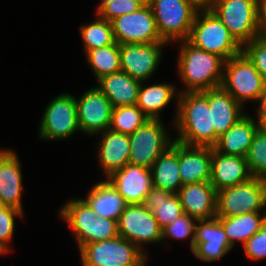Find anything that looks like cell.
I'll return each mask as SVG.
<instances>
[{"mask_svg":"<svg viewBox=\"0 0 266 266\" xmlns=\"http://www.w3.org/2000/svg\"><path fill=\"white\" fill-rule=\"evenodd\" d=\"M175 125L180 132L175 141L187 146L214 147L219 139L212 125L209 90L178 95Z\"/></svg>","mask_w":266,"mask_h":266,"instance_id":"obj_1","label":"cell"},{"mask_svg":"<svg viewBox=\"0 0 266 266\" xmlns=\"http://www.w3.org/2000/svg\"><path fill=\"white\" fill-rule=\"evenodd\" d=\"M182 42L178 70L182 81L188 86L184 91L200 92L221 87L225 60L194 47L187 40Z\"/></svg>","mask_w":266,"mask_h":266,"instance_id":"obj_2","label":"cell"},{"mask_svg":"<svg viewBox=\"0 0 266 266\" xmlns=\"http://www.w3.org/2000/svg\"><path fill=\"white\" fill-rule=\"evenodd\" d=\"M197 12L187 41L194 47L216 54L225 61L242 53V45L209 8Z\"/></svg>","mask_w":266,"mask_h":266,"instance_id":"obj_3","label":"cell"},{"mask_svg":"<svg viewBox=\"0 0 266 266\" xmlns=\"http://www.w3.org/2000/svg\"><path fill=\"white\" fill-rule=\"evenodd\" d=\"M60 215L72 228L79 250L86 244L119 236L117 221L97 217L84 199L71 200L63 206Z\"/></svg>","mask_w":266,"mask_h":266,"instance_id":"obj_4","label":"cell"},{"mask_svg":"<svg viewBox=\"0 0 266 266\" xmlns=\"http://www.w3.org/2000/svg\"><path fill=\"white\" fill-rule=\"evenodd\" d=\"M150 7L160 38L166 43L187 40L200 10L191 0H153Z\"/></svg>","mask_w":266,"mask_h":266,"instance_id":"obj_5","label":"cell"},{"mask_svg":"<svg viewBox=\"0 0 266 266\" xmlns=\"http://www.w3.org/2000/svg\"><path fill=\"white\" fill-rule=\"evenodd\" d=\"M80 253L83 266H141L147 257L142 248L120 236L86 244Z\"/></svg>","mask_w":266,"mask_h":266,"instance_id":"obj_6","label":"cell"},{"mask_svg":"<svg viewBox=\"0 0 266 266\" xmlns=\"http://www.w3.org/2000/svg\"><path fill=\"white\" fill-rule=\"evenodd\" d=\"M266 206V180L248 181L217 192L216 217H232L259 212Z\"/></svg>","mask_w":266,"mask_h":266,"instance_id":"obj_7","label":"cell"},{"mask_svg":"<svg viewBox=\"0 0 266 266\" xmlns=\"http://www.w3.org/2000/svg\"><path fill=\"white\" fill-rule=\"evenodd\" d=\"M209 9L242 46L258 37V0H213Z\"/></svg>","mask_w":266,"mask_h":266,"instance_id":"obj_8","label":"cell"},{"mask_svg":"<svg viewBox=\"0 0 266 266\" xmlns=\"http://www.w3.org/2000/svg\"><path fill=\"white\" fill-rule=\"evenodd\" d=\"M224 67L221 87L241 105L248 99L258 101L266 83L248 57L242 52Z\"/></svg>","mask_w":266,"mask_h":266,"instance_id":"obj_9","label":"cell"},{"mask_svg":"<svg viewBox=\"0 0 266 266\" xmlns=\"http://www.w3.org/2000/svg\"><path fill=\"white\" fill-rule=\"evenodd\" d=\"M129 163L151 168L157 158L172 144L160 119H148L129 134Z\"/></svg>","mask_w":266,"mask_h":266,"instance_id":"obj_10","label":"cell"},{"mask_svg":"<svg viewBox=\"0 0 266 266\" xmlns=\"http://www.w3.org/2000/svg\"><path fill=\"white\" fill-rule=\"evenodd\" d=\"M111 25L114 40L119 45L164 42L150 6H142L135 12L122 15L112 20Z\"/></svg>","mask_w":266,"mask_h":266,"instance_id":"obj_11","label":"cell"},{"mask_svg":"<svg viewBox=\"0 0 266 266\" xmlns=\"http://www.w3.org/2000/svg\"><path fill=\"white\" fill-rule=\"evenodd\" d=\"M79 129L76 99L71 94H61L54 98L45 109L40 137L48 140L63 139Z\"/></svg>","mask_w":266,"mask_h":266,"instance_id":"obj_12","label":"cell"},{"mask_svg":"<svg viewBox=\"0 0 266 266\" xmlns=\"http://www.w3.org/2000/svg\"><path fill=\"white\" fill-rule=\"evenodd\" d=\"M119 236L135 244L162 241V228L143 204L127 205L117 221Z\"/></svg>","mask_w":266,"mask_h":266,"instance_id":"obj_13","label":"cell"},{"mask_svg":"<svg viewBox=\"0 0 266 266\" xmlns=\"http://www.w3.org/2000/svg\"><path fill=\"white\" fill-rule=\"evenodd\" d=\"M76 107L80 131L96 134L109 129L114 107L98 87L89 89L76 100Z\"/></svg>","mask_w":266,"mask_h":266,"instance_id":"obj_14","label":"cell"},{"mask_svg":"<svg viewBox=\"0 0 266 266\" xmlns=\"http://www.w3.org/2000/svg\"><path fill=\"white\" fill-rule=\"evenodd\" d=\"M108 180L128 205L142 204L155 192L151 169L144 166L127 163L122 169L112 173Z\"/></svg>","mask_w":266,"mask_h":266,"instance_id":"obj_15","label":"cell"},{"mask_svg":"<svg viewBox=\"0 0 266 266\" xmlns=\"http://www.w3.org/2000/svg\"><path fill=\"white\" fill-rule=\"evenodd\" d=\"M166 42L150 44H121V71L129 74L135 80L143 82L157 69L162 54V46Z\"/></svg>","mask_w":266,"mask_h":266,"instance_id":"obj_16","label":"cell"},{"mask_svg":"<svg viewBox=\"0 0 266 266\" xmlns=\"http://www.w3.org/2000/svg\"><path fill=\"white\" fill-rule=\"evenodd\" d=\"M196 225V239L193 254L204 261H214L222 258L231 246L227 235L219 221L213 218L209 220H198Z\"/></svg>","mask_w":266,"mask_h":266,"instance_id":"obj_17","label":"cell"},{"mask_svg":"<svg viewBox=\"0 0 266 266\" xmlns=\"http://www.w3.org/2000/svg\"><path fill=\"white\" fill-rule=\"evenodd\" d=\"M177 195L189 216L197 220L216 218L217 192L210 182L185 184Z\"/></svg>","mask_w":266,"mask_h":266,"instance_id":"obj_18","label":"cell"},{"mask_svg":"<svg viewBox=\"0 0 266 266\" xmlns=\"http://www.w3.org/2000/svg\"><path fill=\"white\" fill-rule=\"evenodd\" d=\"M252 178L244 157L221 154L213 147L210 183L216 192Z\"/></svg>","mask_w":266,"mask_h":266,"instance_id":"obj_19","label":"cell"},{"mask_svg":"<svg viewBox=\"0 0 266 266\" xmlns=\"http://www.w3.org/2000/svg\"><path fill=\"white\" fill-rule=\"evenodd\" d=\"M213 147L179 143V172L182 185L210 182Z\"/></svg>","mask_w":266,"mask_h":266,"instance_id":"obj_20","label":"cell"},{"mask_svg":"<svg viewBox=\"0 0 266 266\" xmlns=\"http://www.w3.org/2000/svg\"><path fill=\"white\" fill-rule=\"evenodd\" d=\"M18 156L12 150H0V203L23 213L21 205L22 173Z\"/></svg>","mask_w":266,"mask_h":266,"instance_id":"obj_21","label":"cell"},{"mask_svg":"<svg viewBox=\"0 0 266 266\" xmlns=\"http://www.w3.org/2000/svg\"><path fill=\"white\" fill-rule=\"evenodd\" d=\"M150 169L154 191L177 194L183 186L179 172V142L174 141Z\"/></svg>","mask_w":266,"mask_h":266,"instance_id":"obj_22","label":"cell"},{"mask_svg":"<svg viewBox=\"0 0 266 266\" xmlns=\"http://www.w3.org/2000/svg\"><path fill=\"white\" fill-rule=\"evenodd\" d=\"M103 134V139L99 144L98 158L105 174L109 177L129 163L130 140L128 134L111 129H106Z\"/></svg>","mask_w":266,"mask_h":266,"instance_id":"obj_23","label":"cell"},{"mask_svg":"<svg viewBox=\"0 0 266 266\" xmlns=\"http://www.w3.org/2000/svg\"><path fill=\"white\" fill-rule=\"evenodd\" d=\"M257 129L258 123L250 115H244L219 137L214 149L221 154L245 158Z\"/></svg>","mask_w":266,"mask_h":266,"instance_id":"obj_24","label":"cell"},{"mask_svg":"<svg viewBox=\"0 0 266 266\" xmlns=\"http://www.w3.org/2000/svg\"><path fill=\"white\" fill-rule=\"evenodd\" d=\"M99 89L110 100L113 107L136 105L142 82L124 71H118L98 80Z\"/></svg>","mask_w":266,"mask_h":266,"instance_id":"obj_25","label":"cell"},{"mask_svg":"<svg viewBox=\"0 0 266 266\" xmlns=\"http://www.w3.org/2000/svg\"><path fill=\"white\" fill-rule=\"evenodd\" d=\"M209 108H212V125L220 137L242 116V105L222 87L209 89Z\"/></svg>","mask_w":266,"mask_h":266,"instance_id":"obj_26","label":"cell"},{"mask_svg":"<svg viewBox=\"0 0 266 266\" xmlns=\"http://www.w3.org/2000/svg\"><path fill=\"white\" fill-rule=\"evenodd\" d=\"M84 200L95 211L97 217L116 221L128 205L108 179L94 185Z\"/></svg>","mask_w":266,"mask_h":266,"instance_id":"obj_27","label":"cell"},{"mask_svg":"<svg viewBox=\"0 0 266 266\" xmlns=\"http://www.w3.org/2000/svg\"><path fill=\"white\" fill-rule=\"evenodd\" d=\"M260 212L245 213L232 217H217L227 235L228 243L233 247L236 241L244 245L256 234L266 222V213L261 217Z\"/></svg>","mask_w":266,"mask_h":266,"instance_id":"obj_28","label":"cell"},{"mask_svg":"<svg viewBox=\"0 0 266 266\" xmlns=\"http://www.w3.org/2000/svg\"><path fill=\"white\" fill-rule=\"evenodd\" d=\"M141 83L137 106L149 119H160V111L165 108L175 95V87L170 84H154L144 88Z\"/></svg>","mask_w":266,"mask_h":266,"instance_id":"obj_29","label":"cell"},{"mask_svg":"<svg viewBox=\"0 0 266 266\" xmlns=\"http://www.w3.org/2000/svg\"><path fill=\"white\" fill-rule=\"evenodd\" d=\"M142 204L146 210L154 214L161 228H164L184 214L177 194L155 191Z\"/></svg>","mask_w":266,"mask_h":266,"instance_id":"obj_30","label":"cell"},{"mask_svg":"<svg viewBox=\"0 0 266 266\" xmlns=\"http://www.w3.org/2000/svg\"><path fill=\"white\" fill-rule=\"evenodd\" d=\"M89 65L99 80L103 76L121 71L120 45H112L97 48L86 52Z\"/></svg>","mask_w":266,"mask_h":266,"instance_id":"obj_31","label":"cell"},{"mask_svg":"<svg viewBox=\"0 0 266 266\" xmlns=\"http://www.w3.org/2000/svg\"><path fill=\"white\" fill-rule=\"evenodd\" d=\"M148 119L137 105L114 107L109 129L129 135L134 133Z\"/></svg>","mask_w":266,"mask_h":266,"instance_id":"obj_32","label":"cell"},{"mask_svg":"<svg viewBox=\"0 0 266 266\" xmlns=\"http://www.w3.org/2000/svg\"><path fill=\"white\" fill-rule=\"evenodd\" d=\"M80 29L85 52L115 43L111 22L106 19L98 17L95 22L83 25Z\"/></svg>","mask_w":266,"mask_h":266,"instance_id":"obj_33","label":"cell"},{"mask_svg":"<svg viewBox=\"0 0 266 266\" xmlns=\"http://www.w3.org/2000/svg\"><path fill=\"white\" fill-rule=\"evenodd\" d=\"M245 159L252 177L266 180V134L257 129Z\"/></svg>","mask_w":266,"mask_h":266,"instance_id":"obj_34","label":"cell"},{"mask_svg":"<svg viewBox=\"0 0 266 266\" xmlns=\"http://www.w3.org/2000/svg\"><path fill=\"white\" fill-rule=\"evenodd\" d=\"M193 220L196 222L198 221L197 219L184 213L178 219L172 221L170 224L162 228V240L169 236L170 238L184 239L192 235L190 248L193 251L195 246L197 225L193 222Z\"/></svg>","mask_w":266,"mask_h":266,"instance_id":"obj_35","label":"cell"},{"mask_svg":"<svg viewBox=\"0 0 266 266\" xmlns=\"http://www.w3.org/2000/svg\"><path fill=\"white\" fill-rule=\"evenodd\" d=\"M242 52L253 63L266 83V39L256 37L243 45Z\"/></svg>","mask_w":266,"mask_h":266,"instance_id":"obj_36","label":"cell"},{"mask_svg":"<svg viewBox=\"0 0 266 266\" xmlns=\"http://www.w3.org/2000/svg\"><path fill=\"white\" fill-rule=\"evenodd\" d=\"M143 5L138 0H113L105 4L98 12V16L111 22L112 20L137 11Z\"/></svg>","mask_w":266,"mask_h":266,"instance_id":"obj_37","label":"cell"},{"mask_svg":"<svg viewBox=\"0 0 266 266\" xmlns=\"http://www.w3.org/2000/svg\"><path fill=\"white\" fill-rule=\"evenodd\" d=\"M17 209L0 205V244L8 251V242L14 233V217L22 216Z\"/></svg>","mask_w":266,"mask_h":266,"instance_id":"obj_38","label":"cell"},{"mask_svg":"<svg viewBox=\"0 0 266 266\" xmlns=\"http://www.w3.org/2000/svg\"><path fill=\"white\" fill-rule=\"evenodd\" d=\"M247 257L260 260L266 257V222L261 229L243 245Z\"/></svg>","mask_w":266,"mask_h":266,"instance_id":"obj_39","label":"cell"},{"mask_svg":"<svg viewBox=\"0 0 266 266\" xmlns=\"http://www.w3.org/2000/svg\"><path fill=\"white\" fill-rule=\"evenodd\" d=\"M258 37L266 39V0H258Z\"/></svg>","mask_w":266,"mask_h":266,"instance_id":"obj_40","label":"cell"},{"mask_svg":"<svg viewBox=\"0 0 266 266\" xmlns=\"http://www.w3.org/2000/svg\"><path fill=\"white\" fill-rule=\"evenodd\" d=\"M258 101L260 102V107L258 109V115H266V84L264 90L259 96Z\"/></svg>","mask_w":266,"mask_h":266,"instance_id":"obj_41","label":"cell"},{"mask_svg":"<svg viewBox=\"0 0 266 266\" xmlns=\"http://www.w3.org/2000/svg\"><path fill=\"white\" fill-rule=\"evenodd\" d=\"M258 129L266 134V115H258Z\"/></svg>","mask_w":266,"mask_h":266,"instance_id":"obj_42","label":"cell"},{"mask_svg":"<svg viewBox=\"0 0 266 266\" xmlns=\"http://www.w3.org/2000/svg\"><path fill=\"white\" fill-rule=\"evenodd\" d=\"M194 2L199 8H209L213 3V0H191Z\"/></svg>","mask_w":266,"mask_h":266,"instance_id":"obj_43","label":"cell"},{"mask_svg":"<svg viewBox=\"0 0 266 266\" xmlns=\"http://www.w3.org/2000/svg\"><path fill=\"white\" fill-rule=\"evenodd\" d=\"M143 6H150L153 0H138Z\"/></svg>","mask_w":266,"mask_h":266,"instance_id":"obj_44","label":"cell"},{"mask_svg":"<svg viewBox=\"0 0 266 266\" xmlns=\"http://www.w3.org/2000/svg\"><path fill=\"white\" fill-rule=\"evenodd\" d=\"M113 0H102V2L100 3V5L98 6L97 12L107 3L111 2Z\"/></svg>","mask_w":266,"mask_h":266,"instance_id":"obj_45","label":"cell"},{"mask_svg":"<svg viewBox=\"0 0 266 266\" xmlns=\"http://www.w3.org/2000/svg\"><path fill=\"white\" fill-rule=\"evenodd\" d=\"M7 252V250L0 244V254H2V253H6Z\"/></svg>","mask_w":266,"mask_h":266,"instance_id":"obj_46","label":"cell"}]
</instances>
